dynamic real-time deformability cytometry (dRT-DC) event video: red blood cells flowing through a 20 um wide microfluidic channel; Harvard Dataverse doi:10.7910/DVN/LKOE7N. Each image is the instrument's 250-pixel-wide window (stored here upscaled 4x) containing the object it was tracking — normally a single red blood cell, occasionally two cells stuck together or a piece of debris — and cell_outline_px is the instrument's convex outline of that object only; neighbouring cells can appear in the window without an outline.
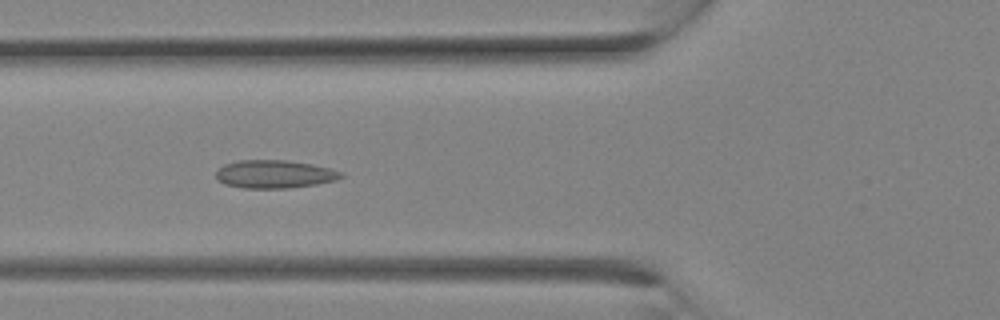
{"species": "Egyptian fruit bat (a non-hibernating species)", "species_latin": "Rousettus aegyptiacus", "temperature_condition": "room temperature", "stored_images_in_passage": 26, "camera_frame_rate_fps": 3000, "um_per_image_px": 0.085, "animal": {"sex": "female"}, "frame": {"image": 1, "passage_image": 9, "time_ms": 2.667, "image_size_px": [1000, 320], "cell_outline_px": [[344, 176], [336, 180], [316, 184], [288, 188], [244, 188], [224, 184], [216, 180], [216, 168], [224, 164], [236, 160], [288, 160], [312, 164], [344, 172]], "centroid_in_image_um": [23.29, 14.79], "position_along_channel_um": 102.5, "area_um2": 20.69}}
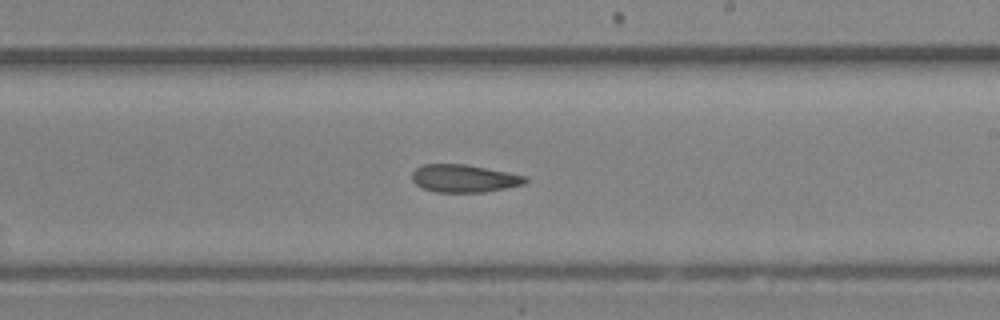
{"frame": {"image": 2, "passage_image": 15, "time_ms": 4.667, "image_size_px": [1000, 320], "cell_outline_px": [[528, 180], [524, 184], [484, 192], [436, 192], [424, 188], [416, 184], [412, 180], [412, 172], [416, 168], [424, 164], [464, 164], [528, 176]], "centroid_in_image_um": [39.44, 15.16], "position_along_channel_um": 249.6, "area_um2": 18.15}}
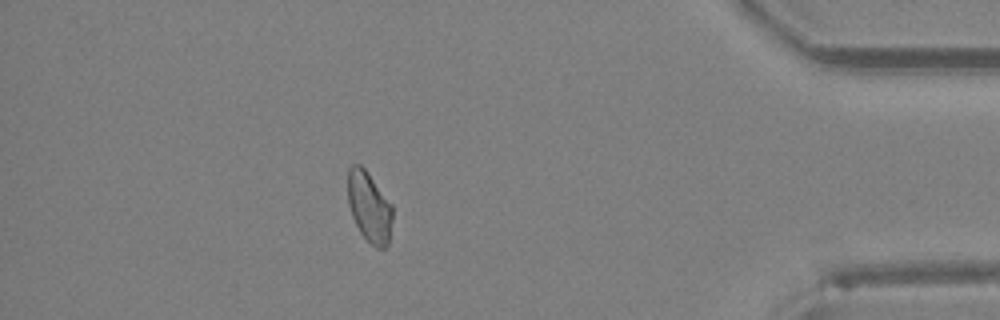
{"frame": {"image": 3, "passage_image": 23, "time_ms": 7.333, "image_size_px": [1000, 320], "cell_outline_px": [[392, 220], [388, 244], [384, 248], [376, 248], [360, 232], [352, 216], [348, 204], [348, 168], [352, 164], [360, 164], [368, 172], [392, 204]], "centroid_in_image_um": [31.38, 17.56], "position_along_channel_um": 403.8, "area_um2": 18.32}}